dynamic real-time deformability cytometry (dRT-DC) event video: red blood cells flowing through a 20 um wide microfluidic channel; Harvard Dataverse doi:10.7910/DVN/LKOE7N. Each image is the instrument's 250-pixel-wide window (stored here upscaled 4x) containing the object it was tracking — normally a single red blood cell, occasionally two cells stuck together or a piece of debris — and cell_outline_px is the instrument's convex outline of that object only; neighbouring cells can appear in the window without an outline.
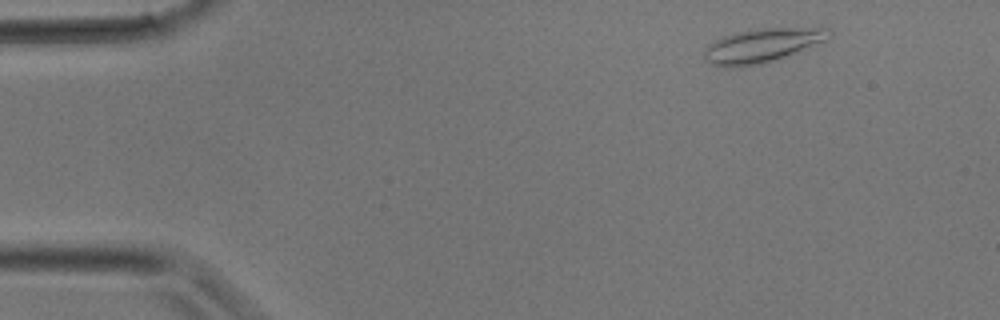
{"species": "common noctule bat (a hibernating species)", "species_latin": "Nyctalus noctula", "temperature_condition": "room temperature", "stored_images_in_passage": 10, "camera_frame_rate_fps": 3000, "um_per_image_px": 0.085, "animal": {"sex": "male", "body_mass_g": 17.9}, "frame": {"image": 1, "passage_image": 2, "time_ms": 0.333, "image_size_px": [1000, 320], "cell_outline_px": [[832, 36], [824, 40], [784, 56], [760, 64], [736, 68], [724, 68], [712, 64], [704, 60], [704, 48], [708, 44], [724, 36], [736, 32], [756, 28], [832, 28]], "centroid_in_image_um": [64.7, 3.87], "position_along_channel_um": 20.3, "area_um2": 24.51}}
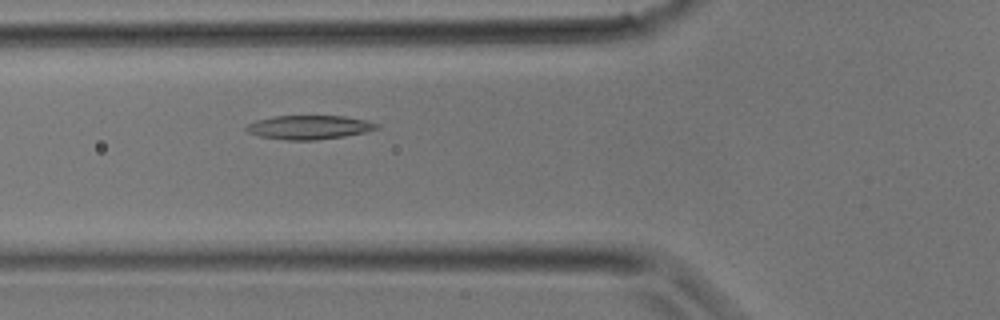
{"frame": {"image": 2, "passage_image": 10, "time_ms": 3.0, "image_size_px": [1000, 320], "cell_outline_px": [[380, 128], [368, 132], [344, 136], [316, 140], [288, 140], [260, 136], [248, 132], [244, 128], [248, 124], [256, 120], [272, 116], [344, 116], [368, 120], [380, 124]], "centroid_in_image_um": [26.33, 10.81], "position_along_channel_um": 99.5, "area_um2": 18.32}}